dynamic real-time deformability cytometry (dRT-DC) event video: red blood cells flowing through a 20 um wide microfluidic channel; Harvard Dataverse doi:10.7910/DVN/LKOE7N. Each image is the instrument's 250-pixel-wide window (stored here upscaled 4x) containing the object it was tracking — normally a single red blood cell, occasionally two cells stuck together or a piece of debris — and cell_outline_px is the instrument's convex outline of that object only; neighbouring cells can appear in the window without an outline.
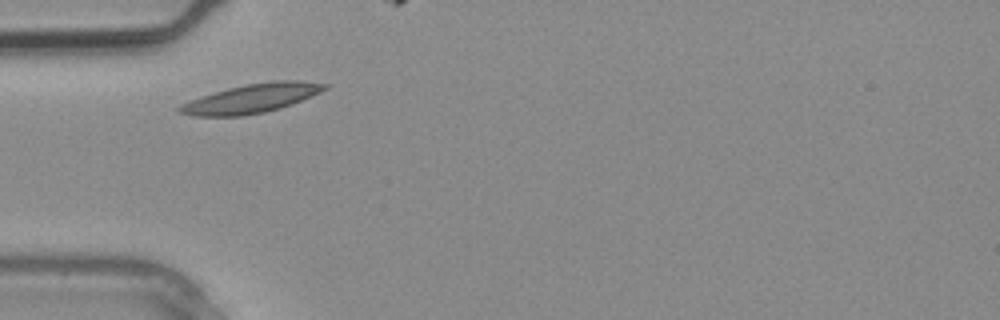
{"species": "common noctule bat (a hibernating species)", "species_latin": "Nyctalus noctula", "temperature_condition": "warm", "stored_images_in_passage": 4, "camera_frame_rate_fps": 3000, "um_per_image_px": 0.085, "animal": {"sex": "male", "body_mass_g": 20.4}, "frame": {"image": 1, "passage_image": 4, "time_ms": 1.0, "image_size_px": [1000, 320], "cell_outline_px": [[328, 88], [320, 92], [292, 104], [280, 108], [264, 112], [240, 116], [192, 116], [176, 112], [176, 108], [180, 104], [228, 88], [248, 84], [276, 80], [300, 80], [328, 84]], "centroid_in_image_um": [21.38, 8.37], "position_along_channel_um": 63.6, "area_um2": 24.28}}